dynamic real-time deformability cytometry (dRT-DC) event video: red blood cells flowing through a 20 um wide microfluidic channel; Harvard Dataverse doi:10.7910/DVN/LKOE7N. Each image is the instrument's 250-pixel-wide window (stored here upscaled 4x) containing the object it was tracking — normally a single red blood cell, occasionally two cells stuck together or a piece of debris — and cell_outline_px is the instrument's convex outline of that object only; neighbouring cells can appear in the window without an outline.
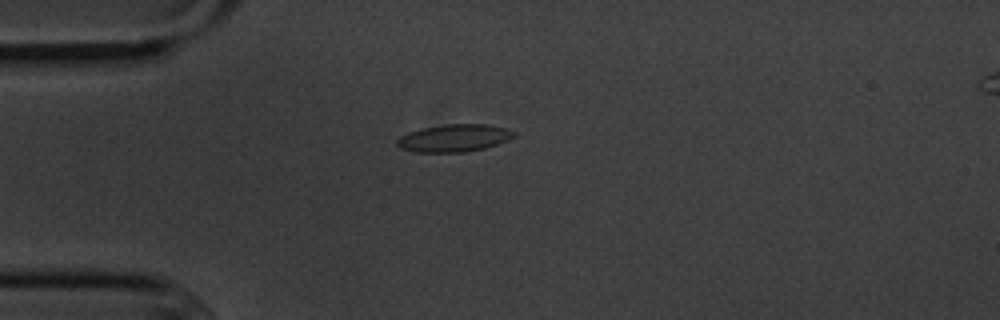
{"species": "common noctule bat (a hibernating species)", "species_latin": "Nyctalus noctula", "temperature_condition": "cold", "stored_images_in_passage": 9, "camera_frame_rate_fps": 3000, "um_per_image_px": 0.085, "animal": {"sex": "male", "body_mass_g": 20.1, "forearm_length_mm": 53.5}, "frame": {"image": 1, "passage_image": 2, "time_ms": 1.333, "image_size_px": [1000, 320], "cell_outline_px": [[516, 132], [508, 140], [484, 148], [464, 152], [416, 152], [400, 148], [396, 144], [396, 140], [400, 136], [408, 132], [424, 128], [444, 124], [484, 124], [504, 128]], "centroid_in_image_um": [38.55, 11.74], "position_along_channel_um": 46.5, "area_um2": 18.5}}
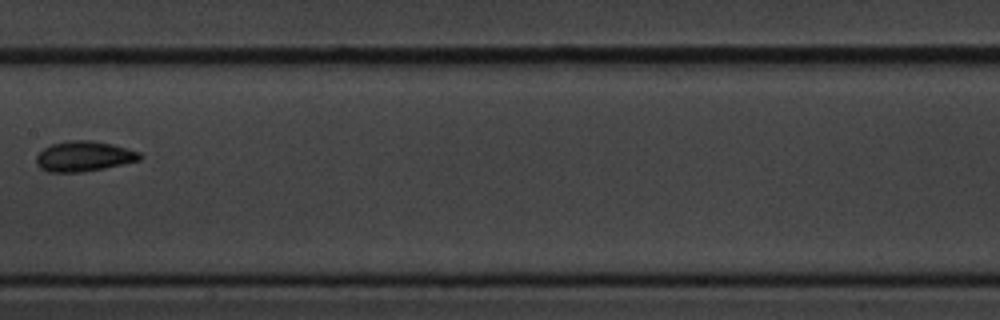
{"frame": {"image": 2, "passage_image": 6, "time_ms": 6.0, "image_size_px": [1000, 320], "cell_outline_px": [[144, 156], [140, 160], [104, 168], [80, 172], [48, 172], [40, 168], [36, 164], [36, 156], [44, 148], [52, 144], [68, 140], [88, 140], [112, 144], [140, 152]], "centroid_in_image_um": [7.13, 13.28], "position_along_channel_um": 200.3, "area_um2": 18.21}}
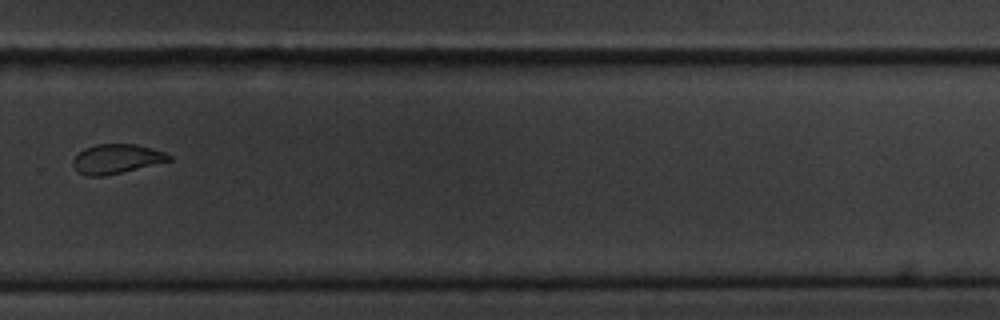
{"frame": {"image": 3, "passage_image": 9, "time_ms": 9.333, "image_size_px": [1000, 320], "cell_outline_px": [[172, 160], [104, 176], [84, 176], [72, 164], [72, 160], [84, 148], [96, 144], [136, 144], [152, 148], [164, 152], [172, 156]], "centroid_in_image_um": [9.9, 13.49], "position_along_channel_um": 319.9, "area_um2": 16.3}}